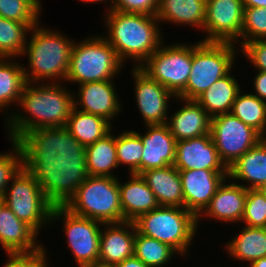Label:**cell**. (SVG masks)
Here are the masks:
<instances>
[{"label": "cell", "instance_id": "3957f363", "mask_svg": "<svg viewBox=\"0 0 266 267\" xmlns=\"http://www.w3.org/2000/svg\"><path fill=\"white\" fill-rule=\"evenodd\" d=\"M58 201L71 213L103 224L123 222L118 178L79 174L58 166Z\"/></svg>", "mask_w": 266, "mask_h": 267}, {"label": "cell", "instance_id": "5b68a950", "mask_svg": "<svg viewBox=\"0 0 266 267\" xmlns=\"http://www.w3.org/2000/svg\"><path fill=\"white\" fill-rule=\"evenodd\" d=\"M39 24L31 28L30 40L27 41L22 54L26 55L29 61L28 68L23 66L25 80L29 83L65 81L74 40H70L71 38L58 30L43 28Z\"/></svg>", "mask_w": 266, "mask_h": 267}, {"label": "cell", "instance_id": "f6af8a7d", "mask_svg": "<svg viewBox=\"0 0 266 267\" xmlns=\"http://www.w3.org/2000/svg\"><path fill=\"white\" fill-rule=\"evenodd\" d=\"M81 267H117V266L114 264H108V263H103V262L97 261V262L85 264Z\"/></svg>", "mask_w": 266, "mask_h": 267}, {"label": "cell", "instance_id": "7bdbcfd3", "mask_svg": "<svg viewBox=\"0 0 266 267\" xmlns=\"http://www.w3.org/2000/svg\"><path fill=\"white\" fill-rule=\"evenodd\" d=\"M116 266L117 267H149L146 264H144L141 260L136 258L135 256L125 259L124 261H122Z\"/></svg>", "mask_w": 266, "mask_h": 267}, {"label": "cell", "instance_id": "681fc988", "mask_svg": "<svg viewBox=\"0 0 266 267\" xmlns=\"http://www.w3.org/2000/svg\"><path fill=\"white\" fill-rule=\"evenodd\" d=\"M78 1H83V2H85V3H87V2H88V0H78Z\"/></svg>", "mask_w": 266, "mask_h": 267}, {"label": "cell", "instance_id": "603a6c76", "mask_svg": "<svg viewBox=\"0 0 266 267\" xmlns=\"http://www.w3.org/2000/svg\"><path fill=\"white\" fill-rule=\"evenodd\" d=\"M129 174V179L122 184L118 179L123 222H133L142 214L148 213L160 205L155 194L140 174Z\"/></svg>", "mask_w": 266, "mask_h": 267}, {"label": "cell", "instance_id": "484cf974", "mask_svg": "<svg viewBox=\"0 0 266 267\" xmlns=\"http://www.w3.org/2000/svg\"><path fill=\"white\" fill-rule=\"evenodd\" d=\"M141 176L155 194L160 206L184 208L182 182L175 166L150 169L144 171Z\"/></svg>", "mask_w": 266, "mask_h": 267}, {"label": "cell", "instance_id": "83f0119b", "mask_svg": "<svg viewBox=\"0 0 266 267\" xmlns=\"http://www.w3.org/2000/svg\"><path fill=\"white\" fill-rule=\"evenodd\" d=\"M241 90L236 77L229 72L201 93L195 101L213 118L231 112Z\"/></svg>", "mask_w": 266, "mask_h": 267}, {"label": "cell", "instance_id": "e575fe53", "mask_svg": "<svg viewBox=\"0 0 266 267\" xmlns=\"http://www.w3.org/2000/svg\"><path fill=\"white\" fill-rule=\"evenodd\" d=\"M141 137L132 130H124L116 136V152L119 165H128L130 174L141 175V157L143 155Z\"/></svg>", "mask_w": 266, "mask_h": 267}, {"label": "cell", "instance_id": "4316f807", "mask_svg": "<svg viewBox=\"0 0 266 267\" xmlns=\"http://www.w3.org/2000/svg\"><path fill=\"white\" fill-rule=\"evenodd\" d=\"M155 16L159 23L186 24L203 31L206 0H158Z\"/></svg>", "mask_w": 266, "mask_h": 267}, {"label": "cell", "instance_id": "52a82bcc", "mask_svg": "<svg viewBox=\"0 0 266 267\" xmlns=\"http://www.w3.org/2000/svg\"><path fill=\"white\" fill-rule=\"evenodd\" d=\"M124 64L116 51L103 36L86 37L74 41L68 73L65 82L85 84L89 82L114 80Z\"/></svg>", "mask_w": 266, "mask_h": 267}, {"label": "cell", "instance_id": "ab89813d", "mask_svg": "<svg viewBox=\"0 0 266 267\" xmlns=\"http://www.w3.org/2000/svg\"><path fill=\"white\" fill-rule=\"evenodd\" d=\"M158 0H112L111 10L155 16Z\"/></svg>", "mask_w": 266, "mask_h": 267}, {"label": "cell", "instance_id": "ac0fdd59", "mask_svg": "<svg viewBox=\"0 0 266 267\" xmlns=\"http://www.w3.org/2000/svg\"><path fill=\"white\" fill-rule=\"evenodd\" d=\"M173 166L178 170H228L219 157L210 133L177 141Z\"/></svg>", "mask_w": 266, "mask_h": 267}, {"label": "cell", "instance_id": "d6a6232c", "mask_svg": "<svg viewBox=\"0 0 266 267\" xmlns=\"http://www.w3.org/2000/svg\"><path fill=\"white\" fill-rule=\"evenodd\" d=\"M177 252L169 245L156 239L146 237L136 231L134 240V256L149 267H164ZM166 267V266H165Z\"/></svg>", "mask_w": 266, "mask_h": 267}, {"label": "cell", "instance_id": "74e56055", "mask_svg": "<svg viewBox=\"0 0 266 267\" xmlns=\"http://www.w3.org/2000/svg\"><path fill=\"white\" fill-rule=\"evenodd\" d=\"M241 222L249 227H266V197L259 189H247Z\"/></svg>", "mask_w": 266, "mask_h": 267}, {"label": "cell", "instance_id": "f1b7e54d", "mask_svg": "<svg viewBox=\"0 0 266 267\" xmlns=\"http://www.w3.org/2000/svg\"><path fill=\"white\" fill-rule=\"evenodd\" d=\"M239 234H235L226 244L228 254L234 260L248 264L266 257V227H249L244 225Z\"/></svg>", "mask_w": 266, "mask_h": 267}, {"label": "cell", "instance_id": "ee69618b", "mask_svg": "<svg viewBox=\"0 0 266 267\" xmlns=\"http://www.w3.org/2000/svg\"><path fill=\"white\" fill-rule=\"evenodd\" d=\"M244 8H266V0H242Z\"/></svg>", "mask_w": 266, "mask_h": 267}, {"label": "cell", "instance_id": "836d02e7", "mask_svg": "<svg viewBox=\"0 0 266 267\" xmlns=\"http://www.w3.org/2000/svg\"><path fill=\"white\" fill-rule=\"evenodd\" d=\"M12 150L0 153V198L12 177L37 152L31 145L11 140Z\"/></svg>", "mask_w": 266, "mask_h": 267}, {"label": "cell", "instance_id": "f35d334b", "mask_svg": "<svg viewBox=\"0 0 266 267\" xmlns=\"http://www.w3.org/2000/svg\"><path fill=\"white\" fill-rule=\"evenodd\" d=\"M46 248L42 246L33 252L7 253L8 262L3 267H48Z\"/></svg>", "mask_w": 266, "mask_h": 267}, {"label": "cell", "instance_id": "ba28073f", "mask_svg": "<svg viewBox=\"0 0 266 267\" xmlns=\"http://www.w3.org/2000/svg\"><path fill=\"white\" fill-rule=\"evenodd\" d=\"M229 42L198 41L192 45V69L185 89L176 97L195 100L218 79L233 70L239 49ZM238 50V51H237Z\"/></svg>", "mask_w": 266, "mask_h": 267}, {"label": "cell", "instance_id": "7dc6e473", "mask_svg": "<svg viewBox=\"0 0 266 267\" xmlns=\"http://www.w3.org/2000/svg\"><path fill=\"white\" fill-rule=\"evenodd\" d=\"M103 1H104V3H105L106 0H88L89 3H92V2H93V3H96V2L99 3V2H103ZM109 1H111V2H108V0H107V2L110 4V5H108V6H109V7H108V11L111 10V3H112V0H109Z\"/></svg>", "mask_w": 266, "mask_h": 267}, {"label": "cell", "instance_id": "2e32d148", "mask_svg": "<svg viewBox=\"0 0 266 267\" xmlns=\"http://www.w3.org/2000/svg\"><path fill=\"white\" fill-rule=\"evenodd\" d=\"M113 82L103 80L78 85L79 92L76 95L78 97H74V108L102 117L111 124L110 121L122 111V103Z\"/></svg>", "mask_w": 266, "mask_h": 267}, {"label": "cell", "instance_id": "4fadbf2b", "mask_svg": "<svg viewBox=\"0 0 266 267\" xmlns=\"http://www.w3.org/2000/svg\"><path fill=\"white\" fill-rule=\"evenodd\" d=\"M244 6L242 0H206L204 42L236 44L241 37Z\"/></svg>", "mask_w": 266, "mask_h": 267}, {"label": "cell", "instance_id": "e0dca14e", "mask_svg": "<svg viewBox=\"0 0 266 267\" xmlns=\"http://www.w3.org/2000/svg\"><path fill=\"white\" fill-rule=\"evenodd\" d=\"M69 164L82 175L116 177L112 169L118 168L116 136L112 130L102 139L82 149Z\"/></svg>", "mask_w": 266, "mask_h": 267}, {"label": "cell", "instance_id": "d4e9b609", "mask_svg": "<svg viewBox=\"0 0 266 267\" xmlns=\"http://www.w3.org/2000/svg\"><path fill=\"white\" fill-rule=\"evenodd\" d=\"M228 178L250 183L242 185L246 189H260L266 185V138L241 156L228 168ZM232 178V179H231Z\"/></svg>", "mask_w": 266, "mask_h": 267}, {"label": "cell", "instance_id": "c3c4849f", "mask_svg": "<svg viewBox=\"0 0 266 267\" xmlns=\"http://www.w3.org/2000/svg\"><path fill=\"white\" fill-rule=\"evenodd\" d=\"M259 190H260V191L262 192V194L266 197V185L263 186V187H261Z\"/></svg>", "mask_w": 266, "mask_h": 267}, {"label": "cell", "instance_id": "60d3db41", "mask_svg": "<svg viewBox=\"0 0 266 267\" xmlns=\"http://www.w3.org/2000/svg\"><path fill=\"white\" fill-rule=\"evenodd\" d=\"M240 52L244 54L252 66L258 71L266 72V39L249 41L240 46Z\"/></svg>", "mask_w": 266, "mask_h": 267}, {"label": "cell", "instance_id": "7c38bea8", "mask_svg": "<svg viewBox=\"0 0 266 267\" xmlns=\"http://www.w3.org/2000/svg\"><path fill=\"white\" fill-rule=\"evenodd\" d=\"M210 134L221 161L231 167L263 137L231 112L211 118Z\"/></svg>", "mask_w": 266, "mask_h": 267}, {"label": "cell", "instance_id": "bcb514c9", "mask_svg": "<svg viewBox=\"0 0 266 267\" xmlns=\"http://www.w3.org/2000/svg\"><path fill=\"white\" fill-rule=\"evenodd\" d=\"M249 265L248 267H266V257L260 258Z\"/></svg>", "mask_w": 266, "mask_h": 267}, {"label": "cell", "instance_id": "277c9868", "mask_svg": "<svg viewBox=\"0 0 266 267\" xmlns=\"http://www.w3.org/2000/svg\"><path fill=\"white\" fill-rule=\"evenodd\" d=\"M104 19L108 34L103 37L123 64L134 59L139 68L164 42L156 16L110 10Z\"/></svg>", "mask_w": 266, "mask_h": 267}, {"label": "cell", "instance_id": "1f68e13d", "mask_svg": "<svg viewBox=\"0 0 266 267\" xmlns=\"http://www.w3.org/2000/svg\"><path fill=\"white\" fill-rule=\"evenodd\" d=\"M35 25L37 24H24L0 16V58H20L28 40L26 36Z\"/></svg>", "mask_w": 266, "mask_h": 267}, {"label": "cell", "instance_id": "8fae6325", "mask_svg": "<svg viewBox=\"0 0 266 267\" xmlns=\"http://www.w3.org/2000/svg\"><path fill=\"white\" fill-rule=\"evenodd\" d=\"M63 220L67 246L70 247L74 261L78 267L99 260L100 232L104 224L75 215L66 209L59 201L54 205L51 214V223Z\"/></svg>", "mask_w": 266, "mask_h": 267}, {"label": "cell", "instance_id": "7a4b0ae2", "mask_svg": "<svg viewBox=\"0 0 266 267\" xmlns=\"http://www.w3.org/2000/svg\"><path fill=\"white\" fill-rule=\"evenodd\" d=\"M11 181L3 202L39 234L43 226L51 223L52 210L58 202V166L43 152H36Z\"/></svg>", "mask_w": 266, "mask_h": 267}, {"label": "cell", "instance_id": "8992f818", "mask_svg": "<svg viewBox=\"0 0 266 267\" xmlns=\"http://www.w3.org/2000/svg\"><path fill=\"white\" fill-rule=\"evenodd\" d=\"M134 222L136 231L169 245L185 257L198 228L197 217L183 207L159 206Z\"/></svg>", "mask_w": 266, "mask_h": 267}, {"label": "cell", "instance_id": "b9f144b4", "mask_svg": "<svg viewBox=\"0 0 266 267\" xmlns=\"http://www.w3.org/2000/svg\"><path fill=\"white\" fill-rule=\"evenodd\" d=\"M253 81V87L255 89L253 94L266 102V72L257 70Z\"/></svg>", "mask_w": 266, "mask_h": 267}, {"label": "cell", "instance_id": "8d00e7d4", "mask_svg": "<svg viewBox=\"0 0 266 267\" xmlns=\"http://www.w3.org/2000/svg\"><path fill=\"white\" fill-rule=\"evenodd\" d=\"M240 39L237 42L240 41L238 45L241 46L249 41L266 39V8H244Z\"/></svg>", "mask_w": 266, "mask_h": 267}, {"label": "cell", "instance_id": "cb8c5ba5", "mask_svg": "<svg viewBox=\"0 0 266 267\" xmlns=\"http://www.w3.org/2000/svg\"><path fill=\"white\" fill-rule=\"evenodd\" d=\"M177 99L185 104L176 110L166 123L175 140H186L209 134L211 117L208 113L195 100Z\"/></svg>", "mask_w": 266, "mask_h": 267}, {"label": "cell", "instance_id": "d590c367", "mask_svg": "<svg viewBox=\"0 0 266 267\" xmlns=\"http://www.w3.org/2000/svg\"><path fill=\"white\" fill-rule=\"evenodd\" d=\"M41 8L36 0H0V16L24 24H38Z\"/></svg>", "mask_w": 266, "mask_h": 267}, {"label": "cell", "instance_id": "9a60e30c", "mask_svg": "<svg viewBox=\"0 0 266 267\" xmlns=\"http://www.w3.org/2000/svg\"><path fill=\"white\" fill-rule=\"evenodd\" d=\"M184 208L198 217L209 205L218 187L228 179V170H179Z\"/></svg>", "mask_w": 266, "mask_h": 267}, {"label": "cell", "instance_id": "6da1fadb", "mask_svg": "<svg viewBox=\"0 0 266 267\" xmlns=\"http://www.w3.org/2000/svg\"><path fill=\"white\" fill-rule=\"evenodd\" d=\"M63 86L54 81L25 83L18 105L26 116L17 111L6 114L9 141L17 140L42 152L59 135L74 108L75 96Z\"/></svg>", "mask_w": 266, "mask_h": 267}, {"label": "cell", "instance_id": "9c48e42d", "mask_svg": "<svg viewBox=\"0 0 266 267\" xmlns=\"http://www.w3.org/2000/svg\"><path fill=\"white\" fill-rule=\"evenodd\" d=\"M111 130L104 118L73 108L64 129L42 152L57 166L68 164L82 149Z\"/></svg>", "mask_w": 266, "mask_h": 267}, {"label": "cell", "instance_id": "5bb4252c", "mask_svg": "<svg viewBox=\"0 0 266 267\" xmlns=\"http://www.w3.org/2000/svg\"><path fill=\"white\" fill-rule=\"evenodd\" d=\"M132 70L136 104L145 125L166 124L169 117V99L176 97L140 68L134 67Z\"/></svg>", "mask_w": 266, "mask_h": 267}, {"label": "cell", "instance_id": "7402d4cb", "mask_svg": "<svg viewBox=\"0 0 266 267\" xmlns=\"http://www.w3.org/2000/svg\"><path fill=\"white\" fill-rule=\"evenodd\" d=\"M38 233L20 220L0 198V245L6 253L33 252L43 245L37 244Z\"/></svg>", "mask_w": 266, "mask_h": 267}, {"label": "cell", "instance_id": "f546056e", "mask_svg": "<svg viewBox=\"0 0 266 267\" xmlns=\"http://www.w3.org/2000/svg\"><path fill=\"white\" fill-rule=\"evenodd\" d=\"M14 60L0 58V112L4 111V108L8 110L6 107L15 102L18 106L26 83L23 64L16 63V58Z\"/></svg>", "mask_w": 266, "mask_h": 267}, {"label": "cell", "instance_id": "44dd1931", "mask_svg": "<svg viewBox=\"0 0 266 267\" xmlns=\"http://www.w3.org/2000/svg\"><path fill=\"white\" fill-rule=\"evenodd\" d=\"M104 226L105 229L102 228L100 232L98 261L118 265L134 256V222L109 223Z\"/></svg>", "mask_w": 266, "mask_h": 267}, {"label": "cell", "instance_id": "ffe728a7", "mask_svg": "<svg viewBox=\"0 0 266 267\" xmlns=\"http://www.w3.org/2000/svg\"><path fill=\"white\" fill-rule=\"evenodd\" d=\"M224 180L218 187L215 195L210 200L209 205L197 217V223H200L202 216L219 220L220 222L241 223L245 211V202L247 189L237 182L229 184ZM226 183V184H225Z\"/></svg>", "mask_w": 266, "mask_h": 267}, {"label": "cell", "instance_id": "d6986e66", "mask_svg": "<svg viewBox=\"0 0 266 267\" xmlns=\"http://www.w3.org/2000/svg\"><path fill=\"white\" fill-rule=\"evenodd\" d=\"M147 133L136 132L143 142L141 174L150 169L173 166L176 153V140L167 124L146 125Z\"/></svg>", "mask_w": 266, "mask_h": 267}, {"label": "cell", "instance_id": "30bf717a", "mask_svg": "<svg viewBox=\"0 0 266 267\" xmlns=\"http://www.w3.org/2000/svg\"><path fill=\"white\" fill-rule=\"evenodd\" d=\"M177 97L186 87L192 69V45L161 46L139 67Z\"/></svg>", "mask_w": 266, "mask_h": 267}, {"label": "cell", "instance_id": "4dcf8cb0", "mask_svg": "<svg viewBox=\"0 0 266 267\" xmlns=\"http://www.w3.org/2000/svg\"><path fill=\"white\" fill-rule=\"evenodd\" d=\"M231 113L244 124L256 130L266 138V102L253 93L242 94L240 91L235 99Z\"/></svg>", "mask_w": 266, "mask_h": 267}]
</instances>
